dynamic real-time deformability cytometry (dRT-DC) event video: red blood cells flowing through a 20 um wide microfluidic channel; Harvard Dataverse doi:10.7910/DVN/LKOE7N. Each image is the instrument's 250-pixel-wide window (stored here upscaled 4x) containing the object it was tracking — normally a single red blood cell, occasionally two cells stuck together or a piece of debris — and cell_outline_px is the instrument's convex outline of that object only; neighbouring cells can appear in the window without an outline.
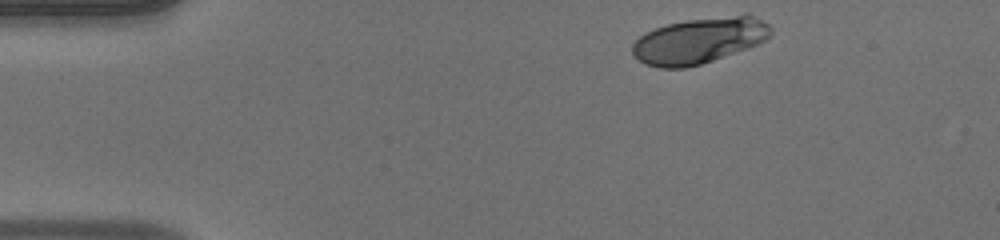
{"species": "human", "species_latin": "Homo sapiens", "temperature_condition": "warm", "stored_images_in_passage": 36, "camera_frame_rate_fps": 3000, "um_per_image_px": 0.085, "donor": {"sex": "male"}, "frame": {"image": 1, "passage_image": 1, "time_ms": 0.0, "image_size_px": [1000, 240], "cell_outline_px": [[772, 32], [764, 40], [748, 48], [700, 64], [684, 68], [660, 68], [644, 64], [632, 52], [632, 44], [640, 36], [656, 28], [668, 24], [688, 20], [744, 12], [748, 12], [768, 24], [772, 28]], "centroid_in_image_um": [59.47, 3.42], "position_along_channel_um": 25.5, "area_um2": 37.05}}
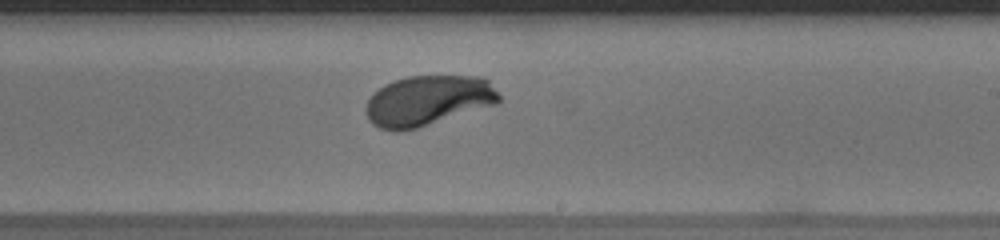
{"frame": {"image": 2, "passage_image": 24, "time_ms": 7.667, "image_size_px": [1000, 240], "cell_outline_px": [[500, 100], [496, 104], [416, 128], [400, 132], [396, 132], [380, 128], [372, 124], [368, 120], [364, 108], [372, 92], [384, 84], [408, 76], [480, 76], [488, 80], [500, 96]], "centroid_in_image_um": [36.32, 8.55], "position_along_channel_um": 252.7, "area_um2": 39.02}}
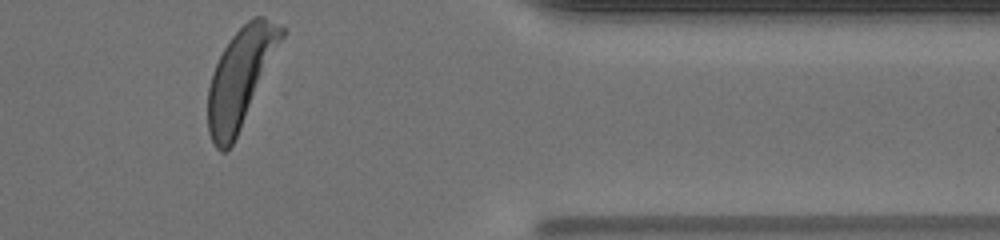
{"frame": {"image": 3, "passage_image": 36, "time_ms": 11.667, "image_size_px": [1000, 240], "cell_outline_px": [[284, 36], [240, 128], [232, 144], [224, 152], [220, 152], [212, 144], [208, 132], [208, 88], [212, 72], [224, 48], [232, 36], [248, 20], [256, 16], [264, 16], [284, 28]], "centroid_in_image_um": [20.41, 6.6], "position_along_channel_um": 391.0, "area_um2": 41.1}, "authors_computed_cell_mechanics": {"area_um2": 38.726, "velocity_mm_per_s": 3.9737, "shape_relaxation_time_tau1_ms": 1.9804, "shape_relaxation_time_tau2_ms": null, "deformation_change_tau1": 0.1769, "deformation_change_tau2": null}}